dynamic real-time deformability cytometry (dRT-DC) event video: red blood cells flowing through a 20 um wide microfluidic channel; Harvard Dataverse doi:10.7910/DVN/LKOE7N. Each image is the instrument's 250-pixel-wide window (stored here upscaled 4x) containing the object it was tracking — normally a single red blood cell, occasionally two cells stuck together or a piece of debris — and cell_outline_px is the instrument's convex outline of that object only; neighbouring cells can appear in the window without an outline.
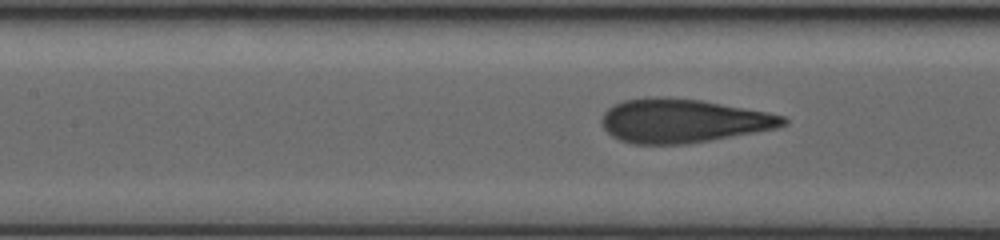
{"species": "human", "species_latin": "Homo sapiens", "temperature_condition": "warm", "stored_images_in_passage": 81, "camera_frame_rate_fps": 3000, "um_per_image_px": 0.085, "donor": {"sex": "male"}, "frame": {"image": 1, "passage_image": 52, "time_ms": 18.0, "image_size_px": [1000, 240], "cell_outline_px": [[788, 124], [776, 128], [756, 132], [712, 140], [688, 144], [632, 144], [620, 140], [612, 136], [604, 128], [600, 120], [604, 112], [608, 108], [624, 100], [648, 96], [668, 96], [700, 100], [768, 112], [784, 116], [788, 120]], "centroid_in_image_um": [58.04, 10.26], "position_along_channel_um": 149.4, "area_um2": 46.59}}
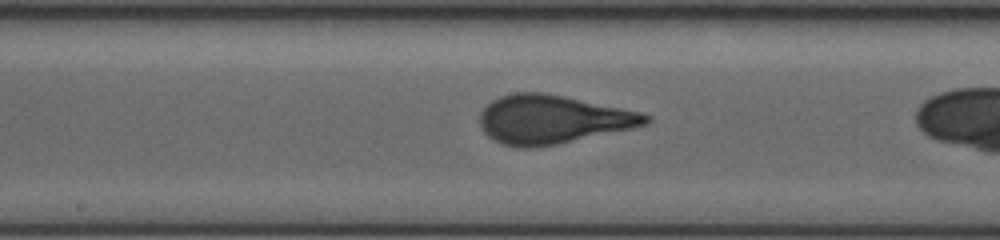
{"frame": {"image": 2, "passage_image": 62, "time_ms": 21.0, "image_size_px": [1000, 240], "cell_outline_px": [[652, 120], [648, 124], [632, 128], [556, 144], [532, 148], [520, 148], [500, 144], [492, 140], [484, 132], [480, 124], [480, 112], [492, 100], [500, 96], [516, 92], [544, 92], [644, 112], [652, 116]], "centroid_in_image_um": [46.97, 10.15], "position_along_channel_um": 201.2, "area_um2": 47.16}}
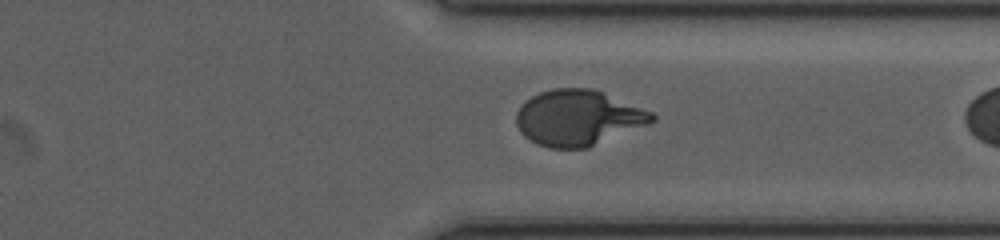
{"frame": {"image": 3, "passage_image": 79, "time_ms": 30.333, "image_size_px": [1000, 240], "cell_outline_px": [[656, 120], [648, 124], [588, 148], [548, 148], [536, 144], [528, 140], [520, 132], [516, 124], [516, 112], [520, 104], [532, 96], [540, 92], [552, 88], [592, 88], [652, 112], [656, 116]], "centroid_in_image_um": [49.09, 10.02], "position_along_channel_um": 362.3, "area_um2": 44.1}}